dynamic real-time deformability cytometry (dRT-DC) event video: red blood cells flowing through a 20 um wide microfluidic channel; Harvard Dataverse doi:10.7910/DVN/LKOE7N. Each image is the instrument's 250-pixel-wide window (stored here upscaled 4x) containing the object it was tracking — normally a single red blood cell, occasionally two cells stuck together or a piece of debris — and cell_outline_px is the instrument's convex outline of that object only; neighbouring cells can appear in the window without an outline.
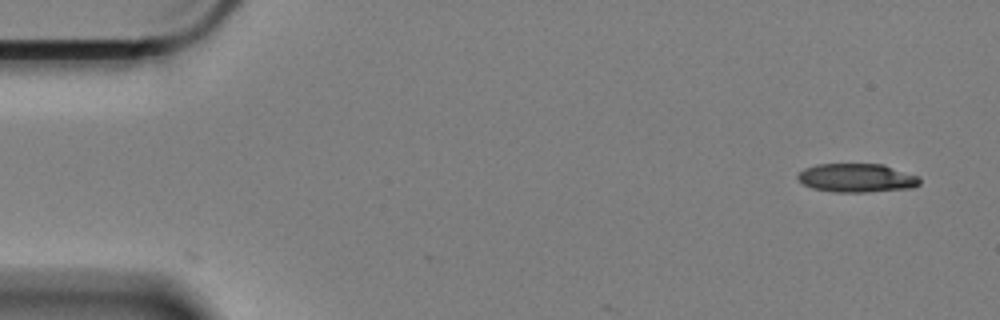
{"species": "Egyptian fruit bat (a non-hibernating species)", "species_latin": "Rousettus aegyptiacus", "temperature_condition": "cold", "stored_images_in_passage": 8, "camera_frame_rate_fps": 3000, "um_per_image_px": 0.085, "animal": {"sex": "female"}, "frame": {"image": 1, "passage_image": 1, "time_ms": 0.0, "image_size_px": [1000, 320], "cell_outline_px": [[920, 184], [912, 188], [860, 192], [836, 192], [812, 188], [804, 184], [796, 176], [804, 168], [816, 164], [884, 164], [916, 176], [920, 180]], "centroid_in_image_um": [72.8, 15.12], "position_along_channel_um": 12.2, "area_um2": 20.17}}